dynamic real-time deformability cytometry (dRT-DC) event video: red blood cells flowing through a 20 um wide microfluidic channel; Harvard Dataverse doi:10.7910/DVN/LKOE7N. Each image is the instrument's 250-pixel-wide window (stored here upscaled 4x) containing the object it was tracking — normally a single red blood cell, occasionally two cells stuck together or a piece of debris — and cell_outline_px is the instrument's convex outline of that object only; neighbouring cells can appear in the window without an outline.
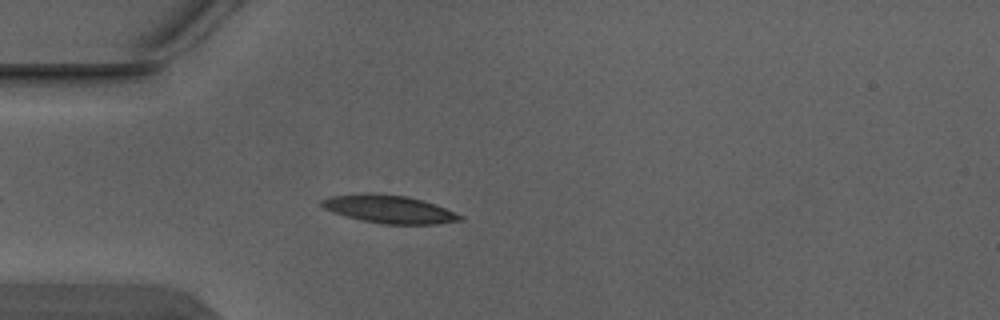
{"species": "Egyptian fruit bat (a non-hibernating species)", "species_latin": "Rousettus aegyptiacus", "temperature_condition": "warm", "stored_images_in_passage": 3, "camera_frame_rate_fps": 3000, "um_per_image_px": 0.085, "animal": {"sex": "male"}, "frame": {"image": 1, "passage_image": 3, "time_ms": 0.667, "image_size_px": [1000, 320], "cell_outline_px": [[464, 220], [436, 224], [384, 224], [360, 220], [332, 212], [324, 208], [320, 204], [320, 200], [328, 196], [368, 192], [372, 192], [408, 196], [444, 208], [464, 216]], "centroid_in_image_um": [33.03, 17.77], "position_along_channel_um": 52.0, "area_um2": 22.66}}